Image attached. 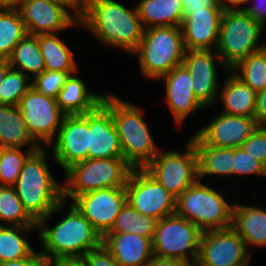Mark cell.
Here are the masks:
<instances>
[{
  "label": "cell",
  "instance_id": "28",
  "mask_svg": "<svg viewBox=\"0 0 266 266\" xmlns=\"http://www.w3.org/2000/svg\"><path fill=\"white\" fill-rule=\"evenodd\" d=\"M136 7L145 29L180 27L184 19L181 0H139Z\"/></svg>",
  "mask_w": 266,
  "mask_h": 266
},
{
  "label": "cell",
  "instance_id": "4",
  "mask_svg": "<svg viewBox=\"0 0 266 266\" xmlns=\"http://www.w3.org/2000/svg\"><path fill=\"white\" fill-rule=\"evenodd\" d=\"M102 103L111 111L123 158L134 168L144 169L159 153L151 131L144 119L143 109L106 92Z\"/></svg>",
  "mask_w": 266,
  "mask_h": 266
},
{
  "label": "cell",
  "instance_id": "6",
  "mask_svg": "<svg viewBox=\"0 0 266 266\" xmlns=\"http://www.w3.org/2000/svg\"><path fill=\"white\" fill-rule=\"evenodd\" d=\"M133 169L124 158L77 162L64 172L63 200L72 202L77 196L93 190L125 187Z\"/></svg>",
  "mask_w": 266,
  "mask_h": 266
},
{
  "label": "cell",
  "instance_id": "38",
  "mask_svg": "<svg viewBox=\"0 0 266 266\" xmlns=\"http://www.w3.org/2000/svg\"><path fill=\"white\" fill-rule=\"evenodd\" d=\"M74 73L76 72L45 70L31 79V86L43 95L57 98L69 76Z\"/></svg>",
  "mask_w": 266,
  "mask_h": 266
},
{
  "label": "cell",
  "instance_id": "31",
  "mask_svg": "<svg viewBox=\"0 0 266 266\" xmlns=\"http://www.w3.org/2000/svg\"><path fill=\"white\" fill-rule=\"evenodd\" d=\"M38 227L0 225V263L29 257L35 250L25 236Z\"/></svg>",
  "mask_w": 266,
  "mask_h": 266
},
{
  "label": "cell",
  "instance_id": "16",
  "mask_svg": "<svg viewBox=\"0 0 266 266\" xmlns=\"http://www.w3.org/2000/svg\"><path fill=\"white\" fill-rule=\"evenodd\" d=\"M126 202L125 187L93 190L72 201L102 237L111 230Z\"/></svg>",
  "mask_w": 266,
  "mask_h": 266
},
{
  "label": "cell",
  "instance_id": "43",
  "mask_svg": "<svg viewBox=\"0 0 266 266\" xmlns=\"http://www.w3.org/2000/svg\"><path fill=\"white\" fill-rule=\"evenodd\" d=\"M0 266H46V260L40 254V250L33 252L29 257L0 263Z\"/></svg>",
  "mask_w": 266,
  "mask_h": 266
},
{
  "label": "cell",
  "instance_id": "23",
  "mask_svg": "<svg viewBox=\"0 0 266 266\" xmlns=\"http://www.w3.org/2000/svg\"><path fill=\"white\" fill-rule=\"evenodd\" d=\"M226 74L217 99L223 105L222 113L255 118L257 93L231 69Z\"/></svg>",
  "mask_w": 266,
  "mask_h": 266
},
{
  "label": "cell",
  "instance_id": "30",
  "mask_svg": "<svg viewBox=\"0 0 266 266\" xmlns=\"http://www.w3.org/2000/svg\"><path fill=\"white\" fill-rule=\"evenodd\" d=\"M8 60L10 67L20 70L30 79L46 70L44 59L39 49L38 35L27 33L15 46Z\"/></svg>",
  "mask_w": 266,
  "mask_h": 266
},
{
  "label": "cell",
  "instance_id": "36",
  "mask_svg": "<svg viewBox=\"0 0 266 266\" xmlns=\"http://www.w3.org/2000/svg\"><path fill=\"white\" fill-rule=\"evenodd\" d=\"M36 150L38 149L0 148V186H13L25 160Z\"/></svg>",
  "mask_w": 266,
  "mask_h": 266
},
{
  "label": "cell",
  "instance_id": "33",
  "mask_svg": "<svg viewBox=\"0 0 266 266\" xmlns=\"http://www.w3.org/2000/svg\"><path fill=\"white\" fill-rule=\"evenodd\" d=\"M157 221L155 218L141 215L126 202L108 233H132L153 238Z\"/></svg>",
  "mask_w": 266,
  "mask_h": 266
},
{
  "label": "cell",
  "instance_id": "1",
  "mask_svg": "<svg viewBox=\"0 0 266 266\" xmlns=\"http://www.w3.org/2000/svg\"><path fill=\"white\" fill-rule=\"evenodd\" d=\"M79 23L102 45L130 54L137 50L145 32L136 5L131 8L116 0H89Z\"/></svg>",
  "mask_w": 266,
  "mask_h": 266
},
{
  "label": "cell",
  "instance_id": "18",
  "mask_svg": "<svg viewBox=\"0 0 266 266\" xmlns=\"http://www.w3.org/2000/svg\"><path fill=\"white\" fill-rule=\"evenodd\" d=\"M225 7L185 10L181 24L186 50H216Z\"/></svg>",
  "mask_w": 266,
  "mask_h": 266
},
{
  "label": "cell",
  "instance_id": "13",
  "mask_svg": "<svg viewBox=\"0 0 266 266\" xmlns=\"http://www.w3.org/2000/svg\"><path fill=\"white\" fill-rule=\"evenodd\" d=\"M17 9L28 34H55L81 27L79 15L59 0H21Z\"/></svg>",
  "mask_w": 266,
  "mask_h": 266
},
{
  "label": "cell",
  "instance_id": "21",
  "mask_svg": "<svg viewBox=\"0 0 266 266\" xmlns=\"http://www.w3.org/2000/svg\"><path fill=\"white\" fill-rule=\"evenodd\" d=\"M123 158L111 111L101 102L89 112L88 159Z\"/></svg>",
  "mask_w": 266,
  "mask_h": 266
},
{
  "label": "cell",
  "instance_id": "5",
  "mask_svg": "<svg viewBox=\"0 0 266 266\" xmlns=\"http://www.w3.org/2000/svg\"><path fill=\"white\" fill-rule=\"evenodd\" d=\"M185 53L181 27L165 26L145 29L133 54L137 56L141 74L157 81L183 64Z\"/></svg>",
  "mask_w": 266,
  "mask_h": 266
},
{
  "label": "cell",
  "instance_id": "42",
  "mask_svg": "<svg viewBox=\"0 0 266 266\" xmlns=\"http://www.w3.org/2000/svg\"><path fill=\"white\" fill-rule=\"evenodd\" d=\"M248 5L242 7V9L253 20H255L258 24H260L265 30L266 29V0H249Z\"/></svg>",
  "mask_w": 266,
  "mask_h": 266
},
{
  "label": "cell",
  "instance_id": "39",
  "mask_svg": "<svg viewBox=\"0 0 266 266\" xmlns=\"http://www.w3.org/2000/svg\"><path fill=\"white\" fill-rule=\"evenodd\" d=\"M234 175H258L266 178V167L239 147L234 149Z\"/></svg>",
  "mask_w": 266,
  "mask_h": 266
},
{
  "label": "cell",
  "instance_id": "24",
  "mask_svg": "<svg viewBox=\"0 0 266 266\" xmlns=\"http://www.w3.org/2000/svg\"><path fill=\"white\" fill-rule=\"evenodd\" d=\"M233 203L231 228L244 240L247 248L266 247V210L255 204Z\"/></svg>",
  "mask_w": 266,
  "mask_h": 266
},
{
  "label": "cell",
  "instance_id": "44",
  "mask_svg": "<svg viewBox=\"0 0 266 266\" xmlns=\"http://www.w3.org/2000/svg\"><path fill=\"white\" fill-rule=\"evenodd\" d=\"M254 119L257 127L266 128V89L257 93Z\"/></svg>",
  "mask_w": 266,
  "mask_h": 266
},
{
  "label": "cell",
  "instance_id": "25",
  "mask_svg": "<svg viewBox=\"0 0 266 266\" xmlns=\"http://www.w3.org/2000/svg\"><path fill=\"white\" fill-rule=\"evenodd\" d=\"M77 74L78 72L69 76L56 98L65 115H83L91 112L102 102L104 96L101 92L89 90L85 80Z\"/></svg>",
  "mask_w": 266,
  "mask_h": 266
},
{
  "label": "cell",
  "instance_id": "7",
  "mask_svg": "<svg viewBox=\"0 0 266 266\" xmlns=\"http://www.w3.org/2000/svg\"><path fill=\"white\" fill-rule=\"evenodd\" d=\"M217 190L198 179L176 198L175 213L194 223L203 232L230 228L233 202L229 203L224 194Z\"/></svg>",
  "mask_w": 266,
  "mask_h": 266
},
{
  "label": "cell",
  "instance_id": "49",
  "mask_svg": "<svg viewBox=\"0 0 266 266\" xmlns=\"http://www.w3.org/2000/svg\"><path fill=\"white\" fill-rule=\"evenodd\" d=\"M249 0H223L225 8L229 9H242V5H245Z\"/></svg>",
  "mask_w": 266,
  "mask_h": 266
},
{
  "label": "cell",
  "instance_id": "17",
  "mask_svg": "<svg viewBox=\"0 0 266 266\" xmlns=\"http://www.w3.org/2000/svg\"><path fill=\"white\" fill-rule=\"evenodd\" d=\"M183 64L190 72L193 93L196 98L206 108L214 105L221 87L218 84L217 68L220 65L221 70L225 73L229 70L216 50H186Z\"/></svg>",
  "mask_w": 266,
  "mask_h": 266
},
{
  "label": "cell",
  "instance_id": "37",
  "mask_svg": "<svg viewBox=\"0 0 266 266\" xmlns=\"http://www.w3.org/2000/svg\"><path fill=\"white\" fill-rule=\"evenodd\" d=\"M31 87V79L28 76L10 67L0 82V104L19 106L22 96Z\"/></svg>",
  "mask_w": 266,
  "mask_h": 266
},
{
  "label": "cell",
  "instance_id": "47",
  "mask_svg": "<svg viewBox=\"0 0 266 266\" xmlns=\"http://www.w3.org/2000/svg\"><path fill=\"white\" fill-rule=\"evenodd\" d=\"M46 266H87V264L82 257H67L46 260Z\"/></svg>",
  "mask_w": 266,
  "mask_h": 266
},
{
  "label": "cell",
  "instance_id": "3",
  "mask_svg": "<svg viewBox=\"0 0 266 266\" xmlns=\"http://www.w3.org/2000/svg\"><path fill=\"white\" fill-rule=\"evenodd\" d=\"M45 149L40 147L27 157L13 185L24 209L37 224L63 201V184L53 177L47 164V159L54 157Z\"/></svg>",
  "mask_w": 266,
  "mask_h": 266
},
{
  "label": "cell",
  "instance_id": "2",
  "mask_svg": "<svg viewBox=\"0 0 266 266\" xmlns=\"http://www.w3.org/2000/svg\"><path fill=\"white\" fill-rule=\"evenodd\" d=\"M65 202H60L50 215L37 224L42 248L40 254L45 260L83 257L89 250L102 244L103 237L72 202L67 215L52 227L47 226L50 217L65 208Z\"/></svg>",
  "mask_w": 266,
  "mask_h": 266
},
{
  "label": "cell",
  "instance_id": "9",
  "mask_svg": "<svg viewBox=\"0 0 266 266\" xmlns=\"http://www.w3.org/2000/svg\"><path fill=\"white\" fill-rule=\"evenodd\" d=\"M203 231L186 218L174 213L157 221L152 248L163 258L196 262Z\"/></svg>",
  "mask_w": 266,
  "mask_h": 266
},
{
  "label": "cell",
  "instance_id": "8",
  "mask_svg": "<svg viewBox=\"0 0 266 266\" xmlns=\"http://www.w3.org/2000/svg\"><path fill=\"white\" fill-rule=\"evenodd\" d=\"M264 28L243 9L225 8L221 19L217 54L228 69L261 50Z\"/></svg>",
  "mask_w": 266,
  "mask_h": 266
},
{
  "label": "cell",
  "instance_id": "12",
  "mask_svg": "<svg viewBox=\"0 0 266 266\" xmlns=\"http://www.w3.org/2000/svg\"><path fill=\"white\" fill-rule=\"evenodd\" d=\"M125 190L127 202L141 215L160 220L176 211V197L144 169L132 170Z\"/></svg>",
  "mask_w": 266,
  "mask_h": 266
},
{
  "label": "cell",
  "instance_id": "15",
  "mask_svg": "<svg viewBox=\"0 0 266 266\" xmlns=\"http://www.w3.org/2000/svg\"><path fill=\"white\" fill-rule=\"evenodd\" d=\"M52 147L54 161L65 172L73 164L88 159L89 112L65 115Z\"/></svg>",
  "mask_w": 266,
  "mask_h": 266
},
{
  "label": "cell",
  "instance_id": "32",
  "mask_svg": "<svg viewBox=\"0 0 266 266\" xmlns=\"http://www.w3.org/2000/svg\"><path fill=\"white\" fill-rule=\"evenodd\" d=\"M26 34L17 8L0 9V58L8 59Z\"/></svg>",
  "mask_w": 266,
  "mask_h": 266
},
{
  "label": "cell",
  "instance_id": "27",
  "mask_svg": "<svg viewBox=\"0 0 266 266\" xmlns=\"http://www.w3.org/2000/svg\"><path fill=\"white\" fill-rule=\"evenodd\" d=\"M198 156V177L234 176V149L207 146L195 133L189 138Z\"/></svg>",
  "mask_w": 266,
  "mask_h": 266
},
{
  "label": "cell",
  "instance_id": "20",
  "mask_svg": "<svg viewBox=\"0 0 266 266\" xmlns=\"http://www.w3.org/2000/svg\"><path fill=\"white\" fill-rule=\"evenodd\" d=\"M159 80L165 84L164 100L176 127H182L189 115L206 108L194 95L191 75L184 64L176 66Z\"/></svg>",
  "mask_w": 266,
  "mask_h": 266
},
{
  "label": "cell",
  "instance_id": "45",
  "mask_svg": "<svg viewBox=\"0 0 266 266\" xmlns=\"http://www.w3.org/2000/svg\"><path fill=\"white\" fill-rule=\"evenodd\" d=\"M185 10H203L205 7H225L223 0H181Z\"/></svg>",
  "mask_w": 266,
  "mask_h": 266
},
{
  "label": "cell",
  "instance_id": "26",
  "mask_svg": "<svg viewBox=\"0 0 266 266\" xmlns=\"http://www.w3.org/2000/svg\"><path fill=\"white\" fill-rule=\"evenodd\" d=\"M0 148L39 149L19 106L0 104Z\"/></svg>",
  "mask_w": 266,
  "mask_h": 266
},
{
  "label": "cell",
  "instance_id": "48",
  "mask_svg": "<svg viewBox=\"0 0 266 266\" xmlns=\"http://www.w3.org/2000/svg\"><path fill=\"white\" fill-rule=\"evenodd\" d=\"M67 4L72 11L80 15L87 7L89 0H59Z\"/></svg>",
  "mask_w": 266,
  "mask_h": 266
},
{
  "label": "cell",
  "instance_id": "29",
  "mask_svg": "<svg viewBox=\"0 0 266 266\" xmlns=\"http://www.w3.org/2000/svg\"><path fill=\"white\" fill-rule=\"evenodd\" d=\"M39 49L46 70L78 72V63L70 47L60 39L59 33L38 35Z\"/></svg>",
  "mask_w": 266,
  "mask_h": 266
},
{
  "label": "cell",
  "instance_id": "50",
  "mask_svg": "<svg viewBox=\"0 0 266 266\" xmlns=\"http://www.w3.org/2000/svg\"><path fill=\"white\" fill-rule=\"evenodd\" d=\"M9 68H10L9 60L6 58H0V82L5 77Z\"/></svg>",
  "mask_w": 266,
  "mask_h": 266
},
{
  "label": "cell",
  "instance_id": "22",
  "mask_svg": "<svg viewBox=\"0 0 266 266\" xmlns=\"http://www.w3.org/2000/svg\"><path fill=\"white\" fill-rule=\"evenodd\" d=\"M103 245L120 266H147L154 256L152 238L132 233H106Z\"/></svg>",
  "mask_w": 266,
  "mask_h": 266
},
{
  "label": "cell",
  "instance_id": "46",
  "mask_svg": "<svg viewBox=\"0 0 266 266\" xmlns=\"http://www.w3.org/2000/svg\"><path fill=\"white\" fill-rule=\"evenodd\" d=\"M147 266H196V262L187 260L163 258L154 255Z\"/></svg>",
  "mask_w": 266,
  "mask_h": 266
},
{
  "label": "cell",
  "instance_id": "11",
  "mask_svg": "<svg viewBox=\"0 0 266 266\" xmlns=\"http://www.w3.org/2000/svg\"><path fill=\"white\" fill-rule=\"evenodd\" d=\"M19 108L28 127V133L40 147H49L56 138L65 114L56 98L30 88L22 96Z\"/></svg>",
  "mask_w": 266,
  "mask_h": 266
},
{
  "label": "cell",
  "instance_id": "10",
  "mask_svg": "<svg viewBox=\"0 0 266 266\" xmlns=\"http://www.w3.org/2000/svg\"><path fill=\"white\" fill-rule=\"evenodd\" d=\"M185 143V151L163 150L144 168L176 198L198 179V156L194 143Z\"/></svg>",
  "mask_w": 266,
  "mask_h": 266
},
{
  "label": "cell",
  "instance_id": "40",
  "mask_svg": "<svg viewBox=\"0 0 266 266\" xmlns=\"http://www.w3.org/2000/svg\"><path fill=\"white\" fill-rule=\"evenodd\" d=\"M241 148L266 167V128L257 127Z\"/></svg>",
  "mask_w": 266,
  "mask_h": 266
},
{
  "label": "cell",
  "instance_id": "19",
  "mask_svg": "<svg viewBox=\"0 0 266 266\" xmlns=\"http://www.w3.org/2000/svg\"><path fill=\"white\" fill-rule=\"evenodd\" d=\"M195 133L207 146L239 148L257 128L250 117L219 113Z\"/></svg>",
  "mask_w": 266,
  "mask_h": 266
},
{
  "label": "cell",
  "instance_id": "35",
  "mask_svg": "<svg viewBox=\"0 0 266 266\" xmlns=\"http://www.w3.org/2000/svg\"><path fill=\"white\" fill-rule=\"evenodd\" d=\"M231 70L256 93L266 89V55L262 50L250 54Z\"/></svg>",
  "mask_w": 266,
  "mask_h": 266
},
{
  "label": "cell",
  "instance_id": "52",
  "mask_svg": "<svg viewBox=\"0 0 266 266\" xmlns=\"http://www.w3.org/2000/svg\"><path fill=\"white\" fill-rule=\"evenodd\" d=\"M260 44H261L262 52L266 55V43L263 42V44L262 43H260Z\"/></svg>",
  "mask_w": 266,
  "mask_h": 266
},
{
  "label": "cell",
  "instance_id": "34",
  "mask_svg": "<svg viewBox=\"0 0 266 266\" xmlns=\"http://www.w3.org/2000/svg\"><path fill=\"white\" fill-rule=\"evenodd\" d=\"M0 222V225L38 227L24 209L13 186H0Z\"/></svg>",
  "mask_w": 266,
  "mask_h": 266
},
{
  "label": "cell",
  "instance_id": "41",
  "mask_svg": "<svg viewBox=\"0 0 266 266\" xmlns=\"http://www.w3.org/2000/svg\"><path fill=\"white\" fill-rule=\"evenodd\" d=\"M82 258L87 266H120L103 243L89 250Z\"/></svg>",
  "mask_w": 266,
  "mask_h": 266
},
{
  "label": "cell",
  "instance_id": "14",
  "mask_svg": "<svg viewBox=\"0 0 266 266\" xmlns=\"http://www.w3.org/2000/svg\"><path fill=\"white\" fill-rule=\"evenodd\" d=\"M251 258L244 240L230 227L203 233L196 266H249Z\"/></svg>",
  "mask_w": 266,
  "mask_h": 266
},
{
  "label": "cell",
  "instance_id": "51",
  "mask_svg": "<svg viewBox=\"0 0 266 266\" xmlns=\"http://www.w3.org/2000/svg\"><path fill=\"white\" fill-rule=\"evenodd\" d=\"M21 0H0V9L18 8Z\"/></svg>",
  "mask_w": 266,
  "mask_h": 266
}]
</instances>
